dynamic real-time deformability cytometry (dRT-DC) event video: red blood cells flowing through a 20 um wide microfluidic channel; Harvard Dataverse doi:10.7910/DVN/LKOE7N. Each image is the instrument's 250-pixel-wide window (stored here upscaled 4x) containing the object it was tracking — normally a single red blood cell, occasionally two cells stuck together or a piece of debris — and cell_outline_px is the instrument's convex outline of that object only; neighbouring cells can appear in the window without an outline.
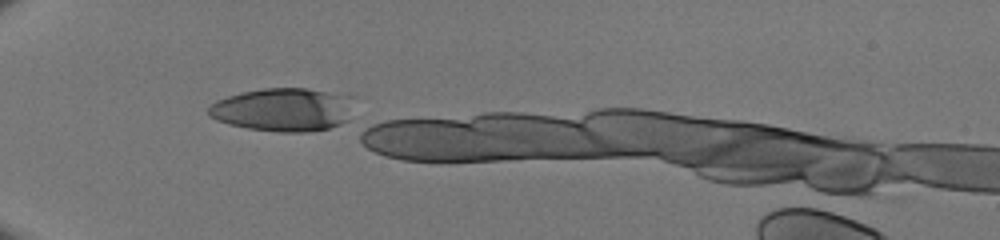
{"species": "human", "species_latin": "Homo sapiens", "temperature_condition": "room temperature", "stored_images_in_passage": 8, "camera_frame_rate_fps": 3000, "um_per_image_px": 0.085, "donor": {"sex": "male"}, "frame": {"image": 1, "passage_image": 1, "time_ms": 0.0, "image_size_px": [1000, 240], "cell_outline_px": [[356, 96], [348, 120], [340, 124], [328, 128], [304, 132], [280, 132], [248, 128], [228, 124], [216, 120], [208, 116], [208, 108], [216, 100], [240, 92], [264, 88], [304, 88]], "centroid_in_image_um": [24.09, 9.31], "position_along_channel_um": 60.9, "area_um2": 37.05}}
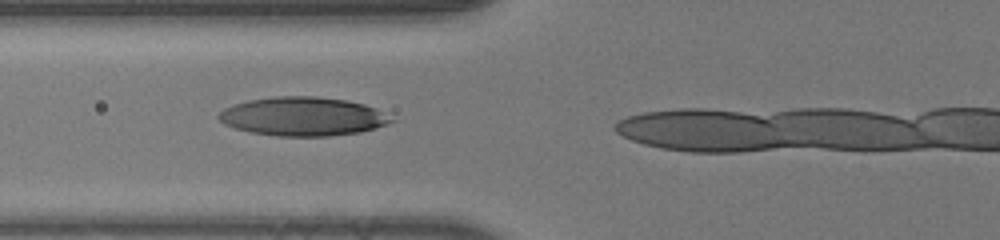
{"frame": {"image": 2, "passage_image": 5, "time_ms": 1.333, "image_size_px": [1000, 240], "cell_outline_px": [[396, 120], [388, 124], [376, 128], [360, 132], [328, 136], [276, 136], [252, 132], [236, 128], [224, 124], [216, 116], [224, 108], [248, 100], [276, 96], [316, 96], [348, 100], [364, 104], [376, 108]], "centroid_in_image_um": [25.77, 9.89], "position_along_channel_um": 100.0, "area_um2": 39.02}}